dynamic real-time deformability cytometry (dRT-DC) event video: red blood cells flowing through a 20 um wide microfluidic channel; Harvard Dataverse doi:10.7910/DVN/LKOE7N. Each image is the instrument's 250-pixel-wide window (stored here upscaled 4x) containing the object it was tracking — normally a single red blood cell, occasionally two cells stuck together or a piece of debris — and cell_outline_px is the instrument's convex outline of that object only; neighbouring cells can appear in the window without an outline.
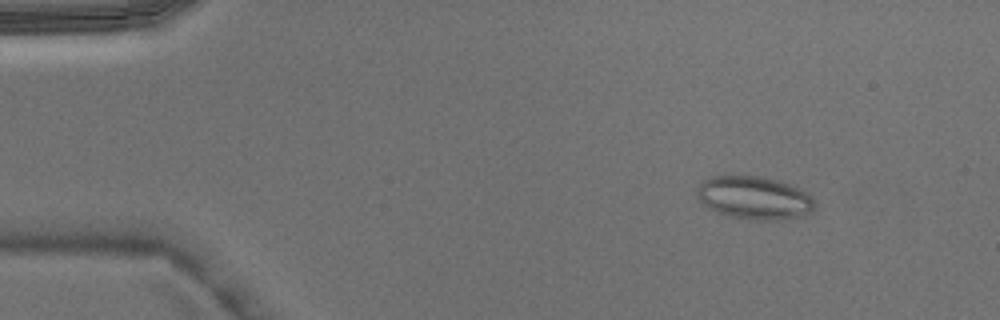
{"species": "Egyptian fruit bat (a non-hibernating species)", "species_latin": "Rousettus aegyptiacus", "temperature_condition": "warm", "stored_images_in_passage": 4, "camera_frame_rate_fps": 3000, "um_per_image_px": 0.085, "animal": {"sex": "male"}, "frame": {"image": 1, "passage_image": 2, "time_ms": 0.333, "image_size_px": [1000, 320], "cell_outline_px": [[812, 212], [804, 216], [780, 220], [756, 220], [728, 216], [716, 212], [708, 208], [696, 196], [696, 192], [700, 184], [704, 180], [712, 176], [760, 176], [780, 180], [800, 188], [812, 200]], "centroid_in_image_um": [64.09, 16.82], "position_along_channel_um": 20.9, "area_um2": 29.48}}